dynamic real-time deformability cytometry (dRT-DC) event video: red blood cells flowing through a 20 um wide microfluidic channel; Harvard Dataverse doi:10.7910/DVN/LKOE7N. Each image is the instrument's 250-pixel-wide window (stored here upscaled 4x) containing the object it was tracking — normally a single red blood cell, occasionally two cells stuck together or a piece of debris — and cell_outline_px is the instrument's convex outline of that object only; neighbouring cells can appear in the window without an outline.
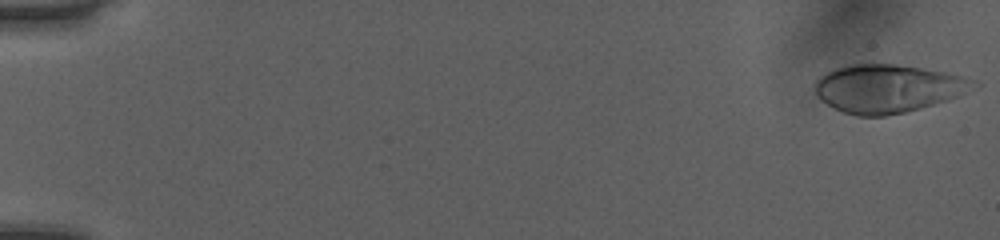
{"species": "human", "species_latin": "Homo sapiens", "temperature_condition": "room temperature", "stored_images_in_passage": 51, "camera_frame_rate_fps": 3000, "um_per_image_px": 0.085, "donor": {"sex": "female"}, "frame": {"image": 1, "passage_image": 1, "time_ms": 0.0, "image_size_px": [1000, 240], "cell_outline_px": [[980, 84], [948, 100], [920, 108], [904, 112], [884, 116], [856, 116], [844, 112], [820, 100], [816, 96], [816, 80], [820, 76], [836, 68], [848, 64], [896, 64], [944, 72], [964, 76], [976, 80]], "centroid_in_image_um": [75.46, 7.52], "position_along_channel_um": 9.5, "area_um2": 44.16}}
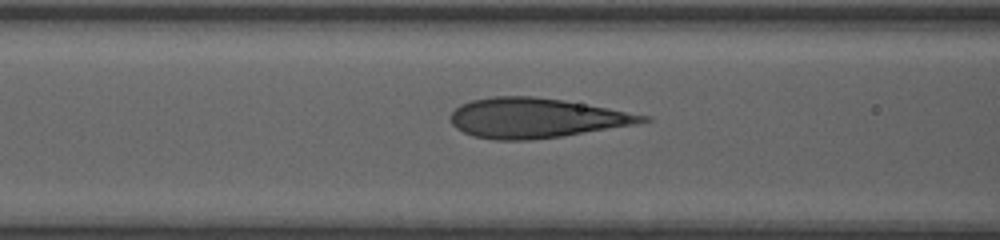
{"frame": {"image": 2, "passage_image": 22, "time_ms": 7.0, "image_size_px": [1000, 240], "cell_outline_px": [[652, 120], [636, 124], [560, 136], [528, 140], [496, 140], [472, 136], [456, 128], [452, 124], [448, 116], [460, 104], [472, 100], [492, 96], [532, 96], [564, 100], [652, 116]], "centroid_in_image_um": [45.53, 10.02], "position_along_channel_um": 121.1, "area_um2": 44.45}}
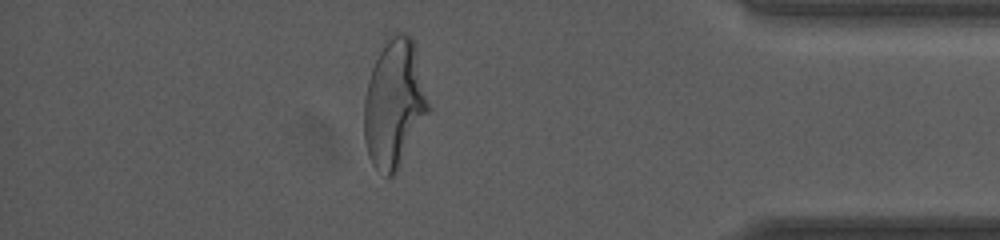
{"frame": {"image": 3, "passage_image": 45, "time_ms": 14.667, "image_size_px": [1000, 240], "cell_outline_px": [[432, 108], [396, 172], [392, 176], [384, 176], [372, 164], [368, 156], [364, 140], [364, 100], [368, 80], [372, 68], [384, 36], [392, 32], [404, 32], [412, 36], [416, 44]], "centroid_in_image_um": [33.54, 8.71], "position_along_channel_um": 401.7, "area_um2": 49.36}, "authors_computed_cell_mechanics": {"area_um2": 44.3904, "velocity_mm_per_s": 4.0412, "shape_relaxation_time_tau1_ms": 4.8749, "shape_relaxation_time_tau2_ms": null, "deformation_change_tau1": 0.208, "deformation_change_tau2": null}}